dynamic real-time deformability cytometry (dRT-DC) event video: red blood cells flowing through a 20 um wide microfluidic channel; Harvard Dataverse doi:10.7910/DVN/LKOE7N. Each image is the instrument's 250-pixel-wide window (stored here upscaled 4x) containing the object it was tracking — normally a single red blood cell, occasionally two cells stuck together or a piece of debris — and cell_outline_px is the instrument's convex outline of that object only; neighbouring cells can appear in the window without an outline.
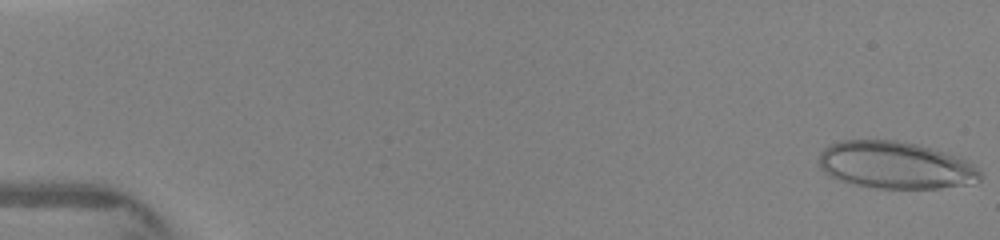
{"species": "human", "species_latin": "Homo sapiens", "temperature_condition": "warm", "stored_images_in_passage": 12, "camera_frame_rate_fps": 3000, "um_per_image_px": 0.085, "donor": {"sex": "female"}, "frame": {"image": 1, "passage_image": 1, "time_ms": 0.0, "image_size_px": [1000, 240], "cell_outline_px": [[980, 180], [968, 184], [940, 188], [876, 188], [856, 184], [832, 176], [824, 172], [820, 168], [820, 152], [824, 148], [840, 140], [896, 140], [916, 144], [944, 152], [956, 156], [976, 164], [980, 168]], "centroid_in_image_um": [76.14, 14.03], "position_along_channel_um": 8.9, "area_um2": 44.04}}